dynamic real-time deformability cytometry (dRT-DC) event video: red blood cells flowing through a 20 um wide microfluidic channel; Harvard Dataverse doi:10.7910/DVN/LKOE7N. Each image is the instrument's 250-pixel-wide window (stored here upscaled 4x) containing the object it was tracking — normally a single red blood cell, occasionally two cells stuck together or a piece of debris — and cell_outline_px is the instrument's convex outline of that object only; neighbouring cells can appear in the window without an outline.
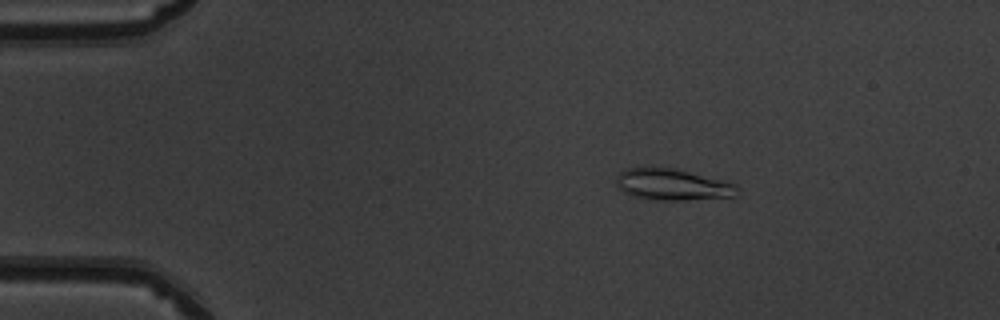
{"species": "common noctule bat (a hibernating species)", "species_latin": "Nyctalus noctula", "temperature_condition": "warm", "stored_images_in_passage": 51, "camera_frame_rate_fps": 3000, "um_per_image_px": 0.085, "animal": {"sex": "male", "body_mass_g": 19.5, "forearm_length_mm": 54.6}, "frame": {"image": 1, "passage_image": 9, "time_ms": 2.667, "image_size_px": [1000, 320], "cell_outline_px": [[740, 188], [736, 196], [684, 200], [656, 200], [632, 196], [620, 188], [616, 184], [616, 180], [620, 172], [624, 168], [672, 168], [736, 184]], "centroid_in_image_um": [57.16, 15.7], "position_along_channel_um": 27.8, "area_um2": 21.73}}
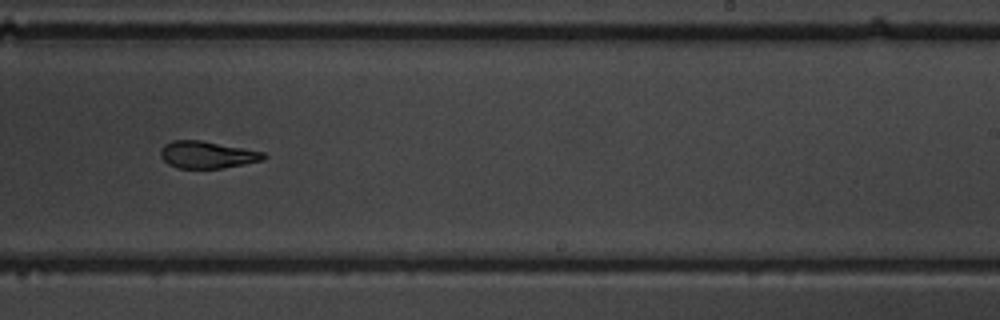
{"frame": {"image": 2, "passage_image": 32, "time_ms": 10.333, "image_size_px": [1000, 320], "cell_outline_px": [[268, 156], [264, 160], [244, 164], [220, 168], [176, 168], [168, 164], [160, 156], [160, 148], [164, 144], [172, 140], [200, 140], [244, 148], [264, 152]], "centroid_in_image_um": [17.59, 13.15], "position_along_channel_um": 271.4, "area_um2": 16.36}}
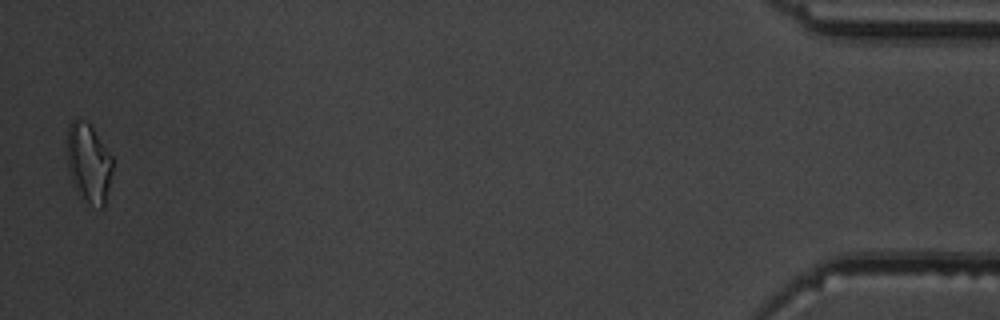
{"frame": {"image": 3, "passage_image": 50, "time_ms": 16.333, "image_size_px": [1000, 320], "cell_outline_px": [[112, 172], [104, 208], [100, 208], [80, 200], [72, 180], [68, 168], [68, 124], [72, 120], [84, 120], [92, 128], [112, 156]], "centroid_in_image_um": [7.54, 13.91], "position_along_channel_um": 427.7, "area_um2": 20.87}, "authors_computed_cell_mechanics": {"area_um2": 17.8602, "velocity_mm_per_s": 4.0436, "shape_relaxation_time_tau1_ms": 6.0215, "shape_relaxation_time_tau2_ms": 3.4498, "deformation_change_tau1": 0.1727, "deformation_change_tau2": 0.1143}}